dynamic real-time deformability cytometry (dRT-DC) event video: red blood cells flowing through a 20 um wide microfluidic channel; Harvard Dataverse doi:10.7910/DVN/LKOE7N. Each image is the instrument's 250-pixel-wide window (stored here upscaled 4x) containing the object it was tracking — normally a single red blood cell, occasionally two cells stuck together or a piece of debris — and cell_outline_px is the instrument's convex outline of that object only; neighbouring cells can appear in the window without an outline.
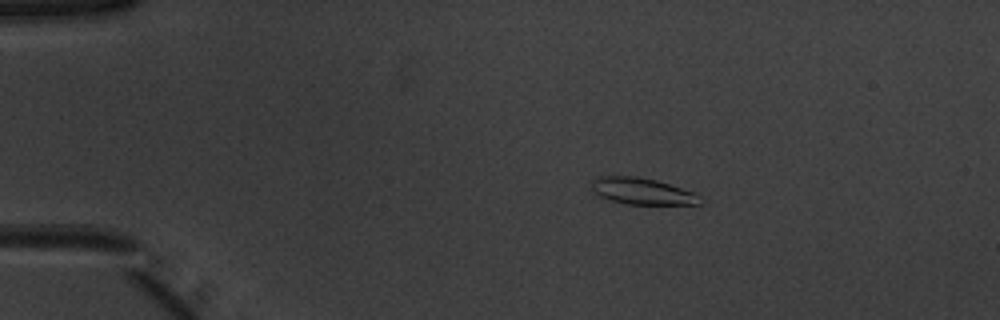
{"species": "common noctule bat (a hibernating species)", "species_latin": "Nyctalus noctula", "temperature_condition": "warm", "stored_images_in_passage": 43, "camera_frame_rate_fps": 3000, "um_per_image_px": 0.085, "animal": {"sex": "male", "body_mass_g": 20.1, "forearm_length_mm": 53.5}, "frame": {"image": 1, "passage_image": 1, "time_ms": 0.0, "image_size_px": [1000, 320], "cell_outline_px": [[700, 204], [628, 204], [612, 200], [600, 196], [592, 188], [592, 180], [596, 176], [636, 176], [656, 180], [692, 192]], "centroid_in_image_um": [54.48, 16.23], "position_along_channel_um": 30.5, "area_um2": 16.18}}
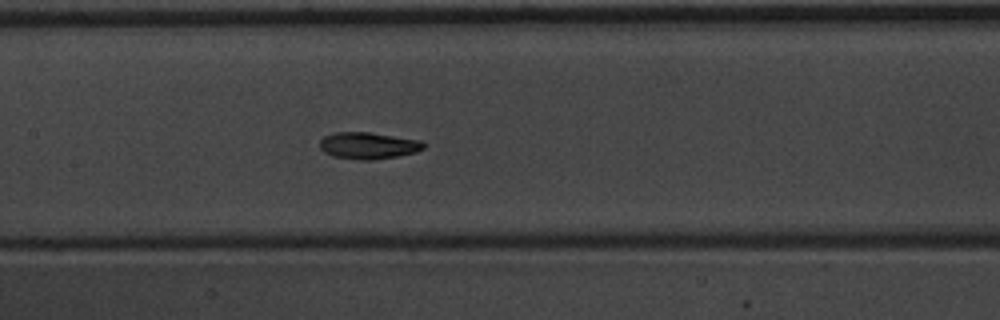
{"frame": {"image": 2, "passage_image": 17, "time_ms": 5.333, "image_size_px": [1000, 320], "cell_outline_px": [[428, 144], [424, 148], [416, 152], [396, 156], [372, 160], [356, 160], [332, 156], [324, 152], [320, 148], [320, 140], [324, 136], [332, 132], [368, 132], [420, 140]], "centroid_in_image_um": [31.29, 12.37], "position_along_channel_um": 176.1, "area_um2": 16.3}}
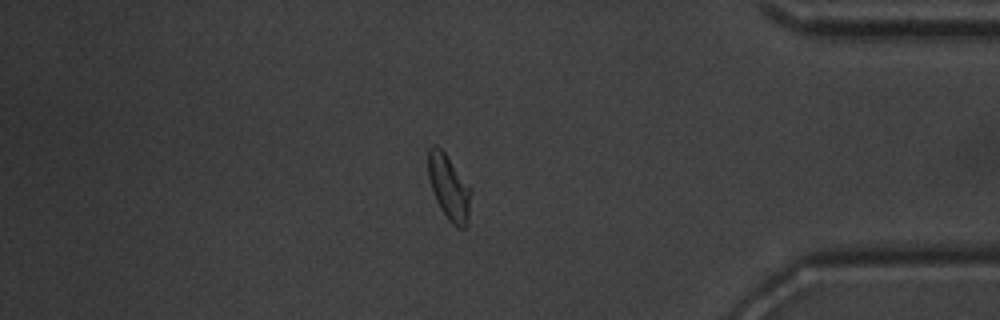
{"frame": {"image": 3, "passage_image": 36, "time_ms": 11.667, "image_size_px": [1000, 320], "cell_outline_px": [[472, 192], [468, 224], [464, 228], [456, 228], [448, 220], [440, 208], [436, 200], [428, 176], [428, 148], [432, 144], [436, 144], [444, 152], [472, 188]], "centroid_in_image_um": [38.18, 15.95], "position_along_channel_um": 397.0, "area_um2": 16.47}, "authors_computed_cell_mechanics": {"area_um2": 15.895, "velocity_mm_per_s": 3.921, "shape_relaxation_time_tau1_ms": 2.9746, "shape_relaxation_time_tau2_ms": 2.2892, "deformation_change_tau1": 0.123, "deformation_change_tau2": 0.0813}}